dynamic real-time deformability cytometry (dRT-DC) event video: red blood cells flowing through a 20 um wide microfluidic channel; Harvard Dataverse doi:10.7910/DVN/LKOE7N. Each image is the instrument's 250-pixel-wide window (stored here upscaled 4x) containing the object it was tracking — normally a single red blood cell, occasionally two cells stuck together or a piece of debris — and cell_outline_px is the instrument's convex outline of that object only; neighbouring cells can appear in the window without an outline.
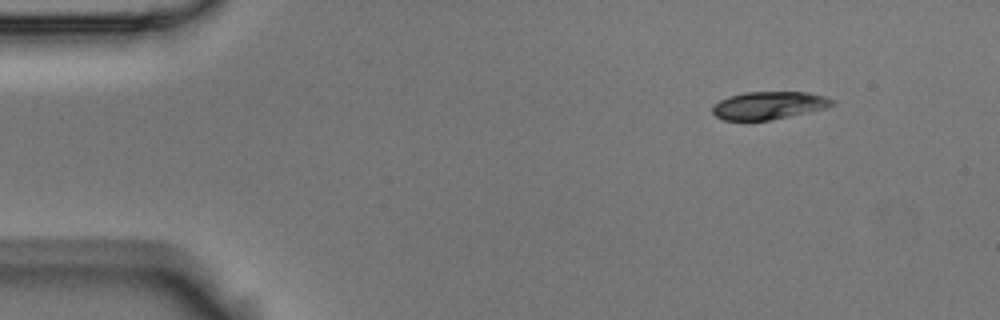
{"species": "Egyptian fruit bat (a non-hibernating species)", "species_latin": "Rousettus aegyptiacus", "temperature_condition": "room temperature", "stored_images_in_passage": 4, "camera_frame_rate_fps": 3000, "um_per_image_px": 0.085, "animal": {"sex": "male"}, "frame": {"image": 1, "passage_image": 1, "time_ms": 0.0, "image_size_px": [1000, 320], "cell_outline_px": [[836, 104], [824, 108], [788, 116], [768, 120], [724, 120], [716, 116], [712, 112], [712, 108], [720, 100], [728, 96], [744, 92], [808, 92], [824, 96], [836, 100]], "centroid_in_image_um": [65.35, 8.94], "position_along_channel_um": 19.6, "area_um2": 19.19}}
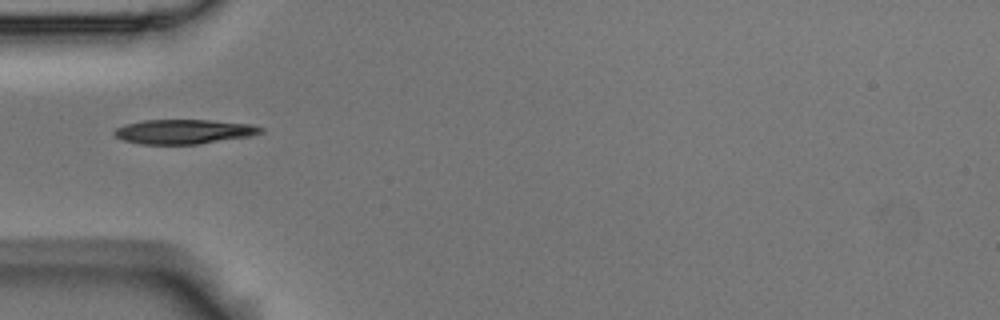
{"frame": {"image": 2, "passage_image": 4, "time_ms": 1.0, "image_size_px": [1000, 320], "cell_outline_px": [[264, 132], [252, 136], [200, 144], [140, 144], [124, 140], [116, 136], [112, 132], [116, 128], [124, 124], [144, 120], [212, 120], [252, 124], [264, 128]], "centroid_in_image_um": [15.67, 11.19], "position_along_channel_um": 69.3, "area_um2": 21.1}}